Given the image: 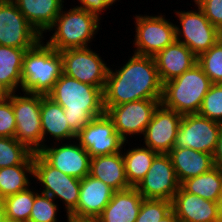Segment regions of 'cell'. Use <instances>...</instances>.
<instances>
[{"label": "cell", "mask_w": 222, "mask_h": 222, "mask_svg": "<svg viewBox=\"0 0 222 222\" xmlns=\"http://www.w3.org/2000/svg\"><path fill=\"white\" fill-rule=\"evenodd\" d=\"M117 1L120 0H77L79 4L76 7L95 14L103 21L101 16H104V11L115 5Z\"/></svg>", "instance_id": "cell-38"}, {"label": "cell", "mask_w": 222, "mask_h": 222, "mask_svg": "<svg viewBox=\"0 0 222 222\" xmlns=\"http://www.w3.org/2000/svg\"><path fill=\"white\" fill-rule=\"evenodd\" d=\"M41 39L12 0L0 1V45L33 48Z\"/></svg>", "instance_id": "cell-15"}, {"label": "cell", "mask_w": 222, "mask_h": 222, "mask_svg": "<svg viewBox=\"0 0 222 222\" xmlns=\"http://www.w3.org/2000/svg\"><path fill=\"white\" fill-rule=\"evenodd\" d=\"M16 120L12 107V92L9 97L0 100V137H14Z\"/></svg>", "instance_id": "cell-36"}, {"label": "cell", "mask_w": 222, "mask_h": 222, "mask_svg": "<svg viewBox=\"0 0 222 222\" xmlns=\"http://www.w3.org/2000/svg\"><path fill=\"white\" fill-rule=\"evenodd\" d=\"M34 189L32 186L3 199L6 219L29 222L35 198Z\"/></svg>", "instance_id": "cell-30"}, {"label": "cell", "mask_w": 222, "mask_h": 222, "mask_svg": "<svg viewBox=\"0 0 222 222\" xmlns=\"http://www.w3.org/2000/svg\"><path fill=\"white\" fill-rule=\"evenodd\" d=\"M212 156H213L214 167H217L222 170V128L220 130L218 141L216 143V148Z\"/></svg>", "instance_id": "cell-39"}, {"label": "cell", "mask_w": 222, "mask_h": 222, "mask_svg": "<svg viewBox=\"0 0 222 222\" xmlns=\"http://www.w3.org/2000/svg\"><path fill=\"white\" fill-rule=\"evenodd\" d=\"M38 154L49 165L64 174L83 179L90 173L91 156L76 139L66 141V143L65 141L51 142L45 145Z\"/></svg>", "instance_id": "cell-13"}, {"label": "cell", "mask_w": 222, "mask_h": 222, "mask_svg": "<svg viewBox=\"0 0 222 222\" xmlns=\"http://www.w3.org/2000/svg\"><path fill=\"white\" fill-rule=\"evenodd\" d=\"M65 8V9H64ZM101 20L93 13L77 8L62 7L53 25L46 31L50 37H42L45 43L56 51L67 49L86 48L93 42L96 34L101 29ZM54 32V33H53Z\"/></svg>", "instance_id": "cell-3"}, {"label": "cell", "mask_w": 222, "mask_h": 222, "mask_svg": "<svg viewBox=\"0 0 222 222\" xmlns=\"http://www.w3.org/2000/svg\"><path fill=\"white\" fill-rule=\"evenodd\" d=\"M212 81L197 63L189 70L163 84L161 104L180 115L198 114Z\"/></svg>", "instance_id": "cell-5"}, {"label": "cell", "mask_w": 222, "mask_h": 222, "mask_svg": "<svg viewBox=\"0 0 222 222\" xmlns=\"http://www.w3.org/2000/svg\"><path fill=\"white\" fill-rule=\"evenodd\" d=\"M222 123L199 114L183 115L174 148H191L213 155Z\"/></svg>", "instance_id": "cell-12"}, {"label": "cell", "mask_w": 222, "mask_h": 222, "mask_svg": "<svg viewBox=\"0 0 222 222\" xmlns=\"http://www.w3.org/2000/svg\"><path fill=\"white\" fill-rule=\"evenodd\" d=\"M219 41L222 43V27L219 29Z\"/></svg>", "instance_id": "cell-45"}, {"label": "cell", "mask_w": 222, "mask_h": 222, "mask_svg": "<svg viewBox=\"0 0 222 222\" xmlns=\"http://www.w3.org/2000/svg\"><path fill=\"white\" fill-rule=\"evenodd\" d=\"M58 203L49 195L35 189V198L29 222H58L61 211ZM59 215V216H57Z\"/></svg>", "instance_id": "cell-32"}, {"label": "cell", "mask_w": 222, "mask_h": 222, "mask_svg": "<svg viewBox=\"0 0 222 222\" xmlns=\"http://www.w3.org/2000/svg\"><path fill=\"white\" fill-rule=\"evenodd\" d=\"M114 190L91 175L81 179L79 202L68 219H96L109 204Z\"/></svg>", "instance_id": "cell-18"}, {"label": "cell", "mask_w": 222, "mask_h": 222, "mask_svg": "<svg viewBox=\"0 0 222 222\" xmlns=\"http://www.w3.org/2000/svg\"><path fill=\"white\" fill-rule=\"evenodd\" d=\"M125 62L115 69L109 66L103 105L118 106L142 99H162L163 84L154 58L133 53Z\"/></svg>", "instance_id": "cell-1"}, {"label": "cell", "mask_w": 222, "mask_h": 222, "mask_svg": "<svg viewBox=\"0 0 222 222\" xmlns=\"http://www.w3.org/2000/svg\"><path fill=\"white\" fill-rule=\"evenodd\" d=\"M11 92L0 81V100L9 97Z\"/></svg>", "instance_id": "cell-41"}, {"label": "cell", "mask_w": 222, "mask_h": 222, "mask_svg": "<svg viewBox=\"0 0 222 222\" xmlns=\"http://www.w3.org/2000/svg\"><path fill=\"white\" fill-rule=\"evenodd\" d=\"M76 140L91 158L119 153L125 142L115 131L114 123L106 113L93 118L76 134Z\"/></svg>", "instance_id": "cell-14"}, {"label": "cell", "mask_w": 222, "mask_h": 222, "mask_svg": "<svg viewBox=\"0 0 222 222\" xmlns=\"http://www.w3.org/2000/svg\"><path fill=\"white\" fill-rule=\"evenodd\" d=\"M40 114L43 147L47 145L46 142L49 144V140L54 143L76 139V134L69 127L64 109L47 95L41 94ZM48 136L49 140L47 141ZM51 138L54 139L51 140Z\"/></svg>", "instance_id": "cell-21"}, {"label": "cell", "mask_w": 222, "mask_h": 222, "mask_svg": "<svg viewBox=\"0 0 222 222\" xmlns=\"http://www.w3.org/2000/svg\"><path fill=\"white\" fill-rule=\"evenodd\" d=\"M64 109L70 129L77 134L93 118L105 113L103 90L63 74L47 94Z\"/></svg>", "instance_id": "cell-2"}, {"label": "cell", "mask_w": 222, "mask_h": 222, "mask_svg": "<svg viewBox=\"0 0 222 222\" xmlns=\"http://www.w3.org/2000/svg\"><path fill=\"white\" fill-rule=\"evenodd\" d=\"M194 7L196 9L188 11L173 10L179 20L177 25L174 21L175 34L177 41L199 57L219 41V29L211 24L197 4Z\"/></svg>", "instance_id": "cell-9"}, {"label": "cell", "mask_w": 222, "mask_h": 222, "mask_svg": "<svg viewBox=\"0 0 222 222\" xmlns=\"http://www.w3.org/2000/svg\"><path fill=\"white\" fill-rule=\"evenodd\" d=\"M6 222H25V221H19V220H8V219H6Z\"/></svg>", "instance_id": "cell-46"}, {"label": "cell", "mask_w": 222, "mask_h": 222, "mask_svg": "<svg viewBox=\"0 0 222 222\" xmlns=\"http://www.w3.org/2000/svg\"><path fill=\"white\" fill-rule=\"evenodd\" d=\"M12 107L16 120L14 138L33 153H38L43 148L41 94L12 92Z\"/></svg>", "instance_id": "cell-7"}, {"label": "cell", "mask_w": 222, "mask_h": 222, "mask_svg": "<svg viewBox=\"0 0 222 222\" xmlns=\"http://www.w3.org/2000/svg\"><path fill=\"white\" fill-rule=\"evenodd\" d=\"M180 186L190 194L217 202L222 192V170L214 167L206 173L186 179Z\"/></svg>", "instance_id": "cell-29"}, {"label": "cell", "mask_w": 222, "mask_h": 222, "mask_svg": "<svg viewBox=\"0 0 222 222\" xmlns=\"http://www.w3.org/2000/svg\"><path fill=\"white\" fill-rule=\"evenodd\" d=\"M162 84L181 76L197 64V56L184 44L175 40L154 57Z\"/></svg>", "instance_id": "cell-20"}, {"label": "cell", "mask_w": 222, "mask_h": 222, "mask_svg": "<svg viewBox=\"0 0 222 222\" xmlns=\"http://www.w3.org/2000/svg\"><path fill=\"white\" fill-rule=\"evenodd\" d=\"M172 210L180 222H221L217 202L190 194L181 186L172 200Z\"/></svg>", "instance_id": "cell-19"}, {"label": "cell", "mask_w": 222, "mask_h": 222, "mask_svg": "<svg viewBox=\"0 0 222 222\" xmlns=\"http://www.w3.org/2000/svg\"><path fill=\"white\" fill-rule=\"evenodd\" d=\"M176 177L181 184L214 168L213 156L191 148H173L169 153Z\"/></svg>", "instance_id": "cell-25"}, {"label": "cell", "mask_w": 222, "mask_h": 222, "mask_svg": "<svg viewBox=\"0 0 222 222\" xmlns=\"http://www.w3.org/2000/svg\"><path fill=\"white\" fill-rule=\"evenodd\" d=\"M195 4L213 26L218 29L222 27V0H197Z\"/></svg>", "instance_id": "cell-37"}, {"label": "cell", "mask_w": 222, "mask_h": 222, "mask_svg": "<svg viewBox=\"0 0 222 222\" xmlns=\"http://www.w3.org/2000/svg\"><path fill=\"white\" fill-rule=\"evenodd\" d=\"M62 73L61 53L41 39L24 54L21 92L47 95Z\"/></svg>", "instance_id": "cell-4"}, {"label": "cell", "mask_w": 222, "mask_h": 222, "mask_svg": "<svg viewBox=\"0 0 222 222\" xmlns=\"http://www.w3.org/2000/svg\"><path fill=\"white\" fill-rule=\"evenodd\" d=\"M67 222H98L96 219H68Z\"/></svg>", "instance_id": "cell-44"}, {"label": "cell", "mask_w": 222, "mask_h": 222, "mask_svg": "<svg viewBox=\"0 0 222 222\" xmlns=\"http://www.w3.org/2000/svg\"><path fill=\"white\" fill-rule=\"evenodd\" d=\"M29 49L0 45V81L10 92L20 91L23 57Z\"/></svg>", "instance_id": "cell-28"}, {"label": "cell", "mask_w": 222, "mask_h": 222, "mask_svg": "<svg viewBox=\"0 0 222 222\" xmlns=\"http://www.w3.org/2000/svg\"><path fill=\"white\" fill-rule=\"evenodd\" d=\"M5 219V208L3 199H0V222Z\"/></svg>", "instance_id": "cell-43"}, {"label": "cell", "mask_w": 222, "mask_h": 222, "mask_svg": "<svg viewBox=\"0 0 222 222\" xmlns=\"http://www.w3.org/2000/svg\"><path fill=\"white\" fill-rule=\"evenodd\" d=\"M160 104L161 99H142L118 106H104V109L113 121L115 131L126 142L129 137L132 139L136 138L135 136H143Z\"/></svg>", "instance_id": "cell-10"}, {"label": "cell", "mask_w": 222, "mask_h": 222, "mask_svg": "<svg viewBox=\"0 0 222 222\" xmlns=\"http://www.w3.org/2000/svg\"><path fill=\"white\" fill-rule=\"evenodd\" d=\"M33 178L41 185L39 192L49 195L63 204L68 215L77 207L79 202L81 179L64 174L59 169L49 165L38 153H34ZM38 181V182H37Z\"/></svg>", "instance_id": "cell-6"}, {"label": "cell", "mask_w": 222, "mask_h": 222, "mask_svg": "<svg viewBox=\"0 0 222 222\" xmlns=\"http://www.w3.org/2000/svg\"><path fill=\"white\" fill-rule=\"evenodd\" d=\"M217 208H218L220 221L222 222V192L217 200Z\"/></svg>", "instance_id": "cell-42"}, {"label": "cell", "mask_w": 222, "mask_h": 222, "mask_svg": "<svg viewBox=\"0 0 222 222\" xmlns=\"http://www.w3.org/2000/svg\"><path fill=\"white\" fill-rule=\"evenodd\" d=\"M63 74L104 90L109 63L91 47L61 51Z\"/></svg>", "instance_id": "cell-11"}, {"label": "cell", "mask_w": 222, "mask_h": 222, "mask_svg": "<svg viewBox=\"0 0 222 222\" xmlns=\"http://www.w3.org/2000/svg\"><path fill=\"white\" fill-rule=\"evenodd\" d=\"M32 154L14 137H0V168L23 164Z\"/></svg>", "instance_id": "cell-31"}, {"label": "cell", "mask_w": 222, "mask_h": 222, "mask_svg": "<svg viewBox=\"0 0 222 222\" xmlns=\"http://www.w3.org/2000/svg\"><path fill=\"white\" fill-rule=\"evenodd\" d=\"M197 63L212 83H222V43L218 41L197 58Z\"/></svg>", "instance_id": "cell-33"}, {"label": "cell", "mask_w": 222, "mask_h": 222, "mask_svg": "<svg viewBox=\"0 0 222 222\" xmlns=\"http://www.w3.org/2000/svg\"><path fill=\"white\" fill-rule=\"evenodd\" d=\"M159 222H180V220L176 217L175 212L171 210Z\"/></svg>", "instance_id": "cell-40"}, {"label": "cell", "mask_w": 222, "mask_h": 222, "mask_svg": "<svg viewBox=\"0 0 222 222\" xmlns=\"http://www.w3.org/2000/svg\"><path fill=\"white\" fill-rule=\"evenodd\" d=\"M180 188L169 154L158 153L136 189L144 199L172 201Z\"/></svg>", "instance_id": "cell-16"}, {"label": "cell", "mask_w": 222, "mask_h": 222, "mask_svg": "<svg viewBox=\"0 0 222 222\" xmlns=\"http://www.w3.org/2000/svg\"><path fill=\"white\" fill-rule=\"evenodd\" d=\"M89 175L101 180L114 191L131 187L126 177L122 151L119 153L92 157Z\"/></svg>", "instance_id": "cell-24"}, {"label": "cell", "mask_w": 222, "mask_h": 222, "mask_svg": "<svg viewBox=\"0 0 222 222\" xmlns=\"http://www.w3.org/2000/svg\"><path fill=\"white\" fill-rule=\"evenodd\" d=\"M143 199L136 187L114 191L109 204L96 220L98 222H135Z\"/></svg>", "instance_id": "cell-22"}, {"label": "cell", "mask_w": 222, "mask_h": 222, "mask_svg": "<svg viewBox=\"0 0 222 222\" xmlns=\"http://www.w3.org/2000/svg\"><path fill=\"white\" fill-rule=\"evenodd\" d=\"M199 115L222 123V83H213L203 98Z\"/></svg>", "instance_id": "cell-34"}, {"label": "cell", "mask_w": 222, "mask_h": 222, "mask_svg": "<svg viewBox=\"0 0 222 222\" xmlns=\"http://www.w3.org/2000/svg\"><path fill=\"white\" fill-rule=\"evenodd\" d=\"M33 162L34 153L23 164L0 168V199L31 187Z\"/></svg>", "instance_id": "cell-27"}, {"label": "cell", "mask_w": 222, "mask_h": 222, "mask_svg": "<svg viewBox=\"0 0 222 222\" xmlns=\"http://www.w3.org/2000/svg\"><path fill=\"white\" fill-rule=\"evenodd\" d=\"M134 54L154 57L176 40L175 24L162 13L135 14Z\"/></svg>", "instance_id": "cell-8"}, {"label": "cell", "mask_w": 222, "mask_h": 222, "mask_svg": "<svg viewBox=\"0 0 222 222\" xmlns=\"http://www.w3.org/2000/svg\"><path fill=\"white\" fill-rule=\"evenodd\" d=\"M172 210V201L143 199L135 222H159Z\"/></svg>", "instance_id": "cell-35"}, {"label": "cell", "mask_w": 222, "mask_h": 222, "mask_svg": "<svg viewBox=\"0 0 222 222\" xmlns=\"http://www.w3.org/2000/svg\"><path fill=\"white\" fill-rule=\"evenodd\" d=\"M130 141L131 140L129 138V142H124L122 147V155L129 185L131 187H137L138 184L144 179L146 173L150 169L152 161L158 153L142 144H138L140 146H133V148L131 146V148L129 147L126 149L125 146L127 144L130 146Z\"/></svg>", "instance_id": "cell-26"}, {"label": "cell", "mask_w": 222, "mask_h": 222, "mask_svg": "<svg viewBox=\"0 0 222 222\" xmlns=\"http://www.w3.org/2000/svg\"><path fill=\"white\" fill-rule=\"evenodd\" d=\"M181 120L182 115L160 104L145 129L142 145L157 153L168 154L175 146Z\"/></svg>", "instance_id": "cell-17"}, {"label": "cell", "mask_w": 222, "mask_h": 222, "mask_svg": "<svg viewBox=\"0 0 222 222\" xmlns=\"http://www.w3.org/2000/svg\"><path fill=\"white\" fill-rule=\"evenodd\" d=\"M28 23L41 35L53 25L61 12L64 0H12Z\"/></svg>", "instance_id": "cell-23"}]
</instances>
